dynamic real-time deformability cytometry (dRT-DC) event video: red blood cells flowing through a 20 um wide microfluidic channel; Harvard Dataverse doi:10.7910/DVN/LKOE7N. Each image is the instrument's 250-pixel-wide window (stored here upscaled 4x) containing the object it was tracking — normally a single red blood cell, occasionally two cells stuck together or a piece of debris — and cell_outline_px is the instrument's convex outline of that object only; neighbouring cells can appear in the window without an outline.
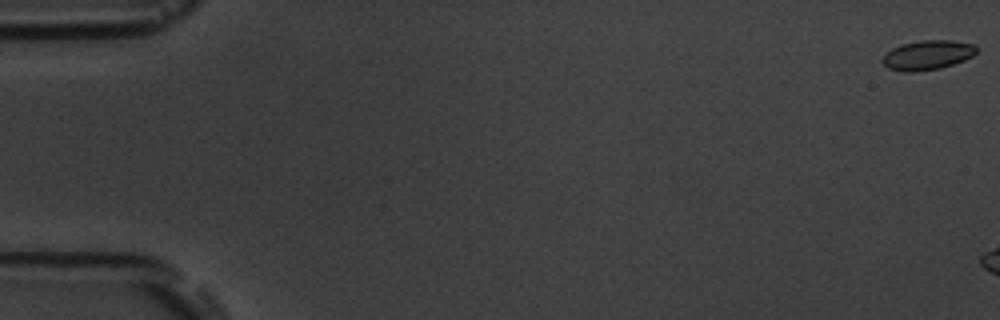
{"species": "common noctule bat (a hibernating species)", "species_latin": "Nyctalus noctula", "temperature_condition": "room temperature", "stored_images_in_passage": 3, "camera_frame_rate_fps": 3000, "um_per_image_px": 0.085, "animal": {"sex": "male", "body_mass_g": 19.5, "forearm_length_mm": 54.6}, "frame": {"image": 1, "passage_image": 1, "time_ms": 0.0, "image_size_px": [1000, 320], "cell_outline_px": [[980, 48], [972, 56], [964, 60], [940, 68], [916, 72], [904, 72], [888, 68], [880, 60], [892, 48], [900, 44], [920, 40], [952, 40], [976, 44]], "centroid_in_image_um": [78.86, 4.67], "position_along_channel_um": 6.1, "area_um2": 16.36}}